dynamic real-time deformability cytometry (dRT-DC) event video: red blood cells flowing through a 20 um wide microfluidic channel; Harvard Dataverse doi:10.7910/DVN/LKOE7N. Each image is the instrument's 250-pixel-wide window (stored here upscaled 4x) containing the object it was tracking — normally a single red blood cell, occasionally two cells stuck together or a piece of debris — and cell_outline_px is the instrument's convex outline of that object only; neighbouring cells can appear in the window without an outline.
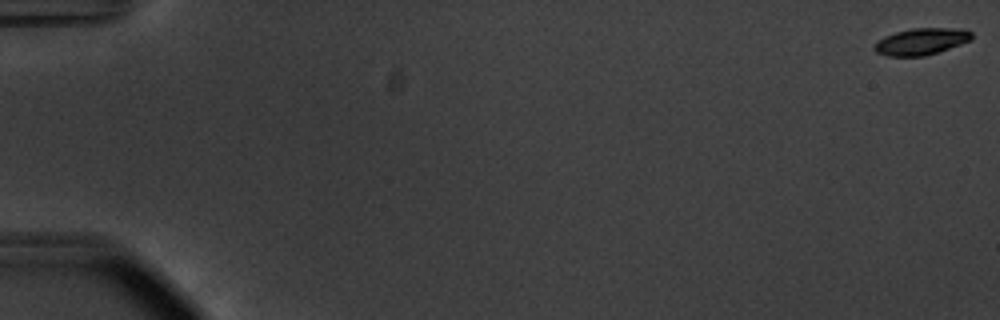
{"species": "common noctule bat (a hibernating species)", "species_latin": "Nyctalus noctula", "temperature_condition": "warm", "stored_images_in_passage": 56, "camera_frame_rate_fps": 3000, "um_per_image_px": 0.085, "animal": {"sex": "male", "body_mass_g": 20.1, "forearm_length_mm": 53.5}, "frame": {"image": 1, "passage_image": 1, "time_ms": 0.0, "image_size_px": [1000, 320], "cell_outline_px": [[972, 40], [924, 56], [888, 56], [876, 52], [872, 48], [884, 36], [896, 32], [912, 28], [964, 28], [972, 32]], "centroid_in_image_um": [78.33, 3.51], "position_along_channel_um": 6.7, "area_um2": 15.03}}
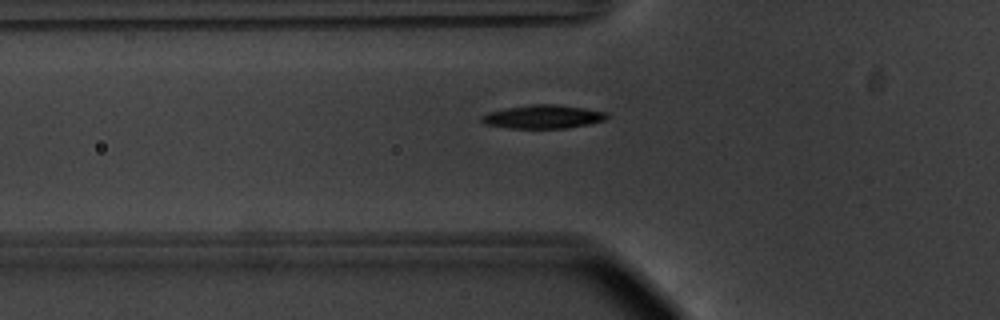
{"frame": {"image": 2, "passage_image": 21, "time_ms": 6.667, "image_size_px": [1000, 320], "cell_outline_px": [[608, 116], [604, 120], [588, 124], [568, 128], [508, 128], [484, 124], [480, 120], [480, 116], [488, 112], [504, 108], [532, 104], [556, 104], [584, 108], [608, 112]], "centroid_in_image_um": [46.13, 9.92], "position_along_channel_um": 79.7, "area_um2": 17.28}}
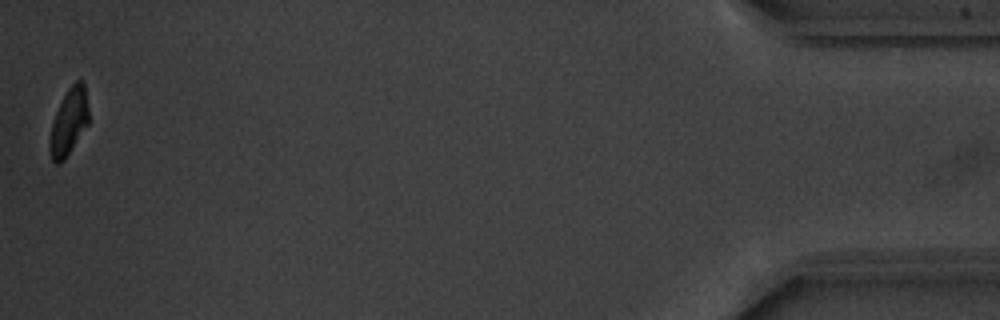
{"frame": {"image": 3, "passage_image": 56, "time_ms": 18.333, "image_size_px": [1000, 320], "cell_outline_px": [[88, 124], [64, 160], [56, 164], [52, 160], [48, 148], [52, 124], [56, 112], [68, 88], [76, 80], [80, 80], [84, 84], [88, 108]], "centroid_in_image_um": [5.84, 10.37], "position_along_channel_um": 429.4, "area_um2": 14.8}, "authors_computed_cell_mechanics": {"area_um2": 16.473, "velocity_mm_per_s": 3.7187, "shape_relaxation_time_tau1_ms": 2.1313, "shape_relaxation_time_tau2_ms": null, "deformation_change_tau1": 0.1248, "deformation_change_tau2": null}}